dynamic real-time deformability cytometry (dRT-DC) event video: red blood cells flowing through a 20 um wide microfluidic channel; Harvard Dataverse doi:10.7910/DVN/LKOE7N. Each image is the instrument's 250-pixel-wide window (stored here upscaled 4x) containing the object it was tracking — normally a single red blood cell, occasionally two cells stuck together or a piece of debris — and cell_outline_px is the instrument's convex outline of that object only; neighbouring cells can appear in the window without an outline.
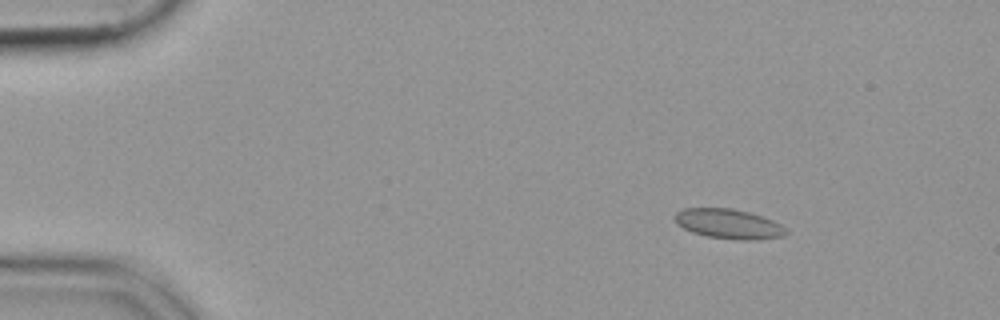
{"species": "common noctule bat (a hibernating species)", "species_latin": "Nyctalus noctula", "temperature_condition": "cold", "stored_images_in_passage": 47, "camera_frame_rate_fps": 3000, "um_per_image_px": 0.085, "animal": {"sex": "female", "body_mass_g": 19.9}, "frame": {"image": 1, "passage_image": 1, "time_ms": 0.0, "image_size_px": [1000, 320], "cell_outline_px": [[788, 232], [784, 236], [756, 240], [736, 240], [708, 236], [692, 232], [676, 224], [672, 216], [676, 212], [684, 208], [732, 208], [748, 212], [772, 220], [780, 224]], "centroid_in_image_um": [61.89, 19.03], "position_along_channel_um": 23.1, "area_um2": 19.31}}
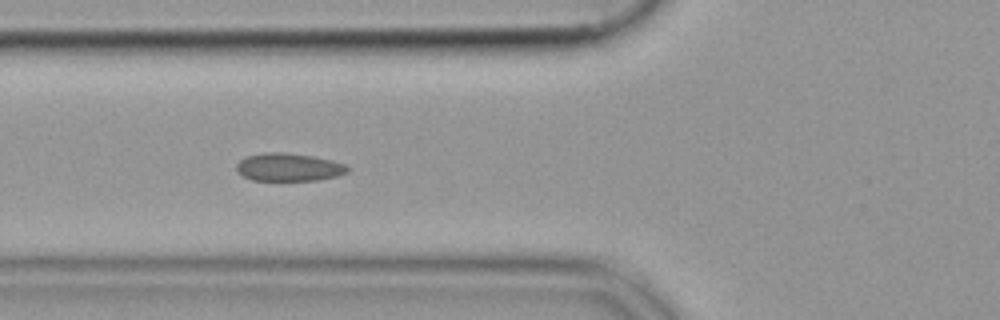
{"frame": {"image": 2, "passage_image": 14, "time_ms": 4.333, "image_size_px": [1000, 320], "cell_outline_px": [[348, 172], [336, 176], [320, 180], [252, 180], [244, 176], [236, 168], [236, 164], [244, 156], [264, 152], [284, 152], [312, 156], [332, 160], [344, 164], [348, 168]], "centroid_in_image_um": [24.52, 14.2], "position_along_channel_um": 101.3, "area_um2": 18.03}}
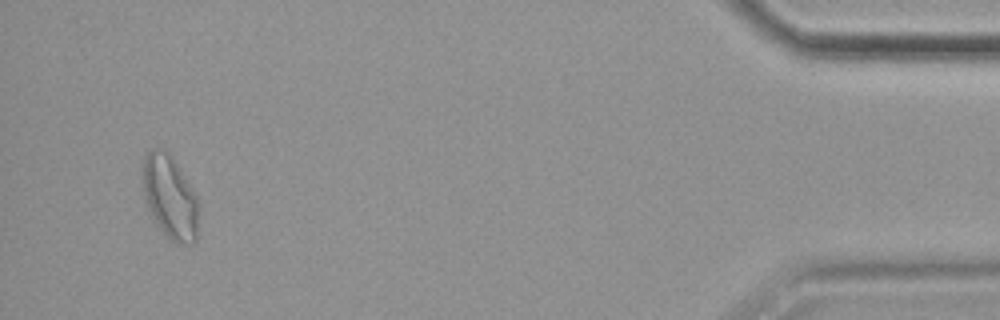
{"frame": {"image": 3, "passage_image": 45, "time_ms": 14.667, "image_size_px": [1000, 320], "cell_outline_px": [[200, 204], [196, 240], [192, 244], [176, 244], [156, 224], [148, 208], [144, 196], [144, 156], [152, 148], [164, 148], [168, 152], [192, 188]], "centroid_in_image_um": [14.48, 16.78], "position_along_channel_um": 420.7, "area_um2": 26.99}}